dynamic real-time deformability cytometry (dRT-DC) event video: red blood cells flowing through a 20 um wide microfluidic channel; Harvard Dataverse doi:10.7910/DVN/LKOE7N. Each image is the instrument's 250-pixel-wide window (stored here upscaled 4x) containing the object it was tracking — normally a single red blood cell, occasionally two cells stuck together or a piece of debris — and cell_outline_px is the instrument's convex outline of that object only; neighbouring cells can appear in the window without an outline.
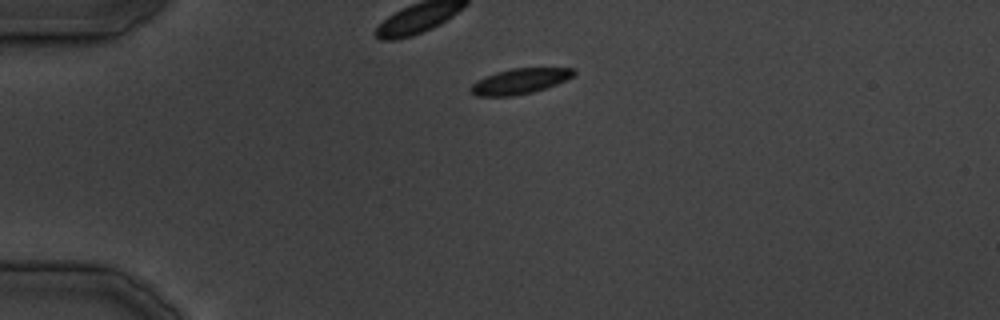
{"species": "common noctule bat (a hibernating species)", "species_latin": "Nyctalus noctula", "temperature_condition": "cold", "stored_images_in_passage": 23, "camera_frame_rate_fps": 3000, "um_per_image_px": 0.085, "animal": {"sex": "male", "body_mass_g": 19.5, "forearm_length_mm": 54.6}, "frame": {"image": 1, "passage_image": 1, "time_ms": 0.0, "image_size_px": [1000, 320], "cell_outline_px": [[576, 72], [572, 76], [556, 84], [532, 92], [512, 96], [476, 96], [468, 88], [476, 80], [496, 72], [512, 68], [576, 68]], "centroid_in_image_um": [44.15, 6.9], "position_along_channel_um": 40.9, "area_um2": 15.14}}